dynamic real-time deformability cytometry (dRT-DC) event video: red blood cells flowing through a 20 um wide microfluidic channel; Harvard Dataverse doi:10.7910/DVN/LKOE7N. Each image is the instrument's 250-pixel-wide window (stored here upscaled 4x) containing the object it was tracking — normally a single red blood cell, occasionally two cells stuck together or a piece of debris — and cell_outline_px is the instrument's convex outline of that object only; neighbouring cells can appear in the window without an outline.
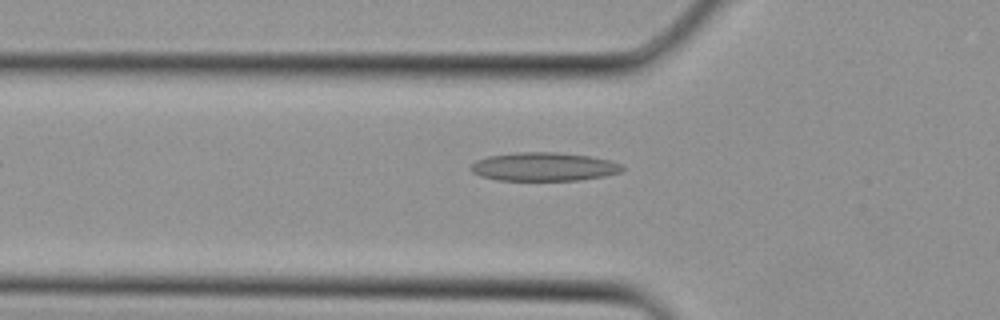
{"species": "Egyptian fruit bat (a non-hibernating species)", "species_latin": "Rousettus aegyptiacus", "temperature_condition": "cold", "stored_images_in_passage": 4, "segment_of_instrument_passage": [1, 2], "camera_frame_rate_fps": 3000, "um_per_image_px": 0.085, "animal": {"sex": "female"}, "frame": {"image": 1, "passage_image": 2, "time_ms": 0.333, "image_size_px": [1000, 320], "cell_outline_px": [[624, 168], [620, 172], [604, 176], [580, 180], [496, 180], [480, 176], [472, 172], [468, 168], [476, 160], [488, 156], [516, 152], [552, 152], [592, 156], [624, 164]], "centroid_in_image_um": [46.21, 14.17], "position_along_channel_um": 79.6, "area_um2": 25.32}}